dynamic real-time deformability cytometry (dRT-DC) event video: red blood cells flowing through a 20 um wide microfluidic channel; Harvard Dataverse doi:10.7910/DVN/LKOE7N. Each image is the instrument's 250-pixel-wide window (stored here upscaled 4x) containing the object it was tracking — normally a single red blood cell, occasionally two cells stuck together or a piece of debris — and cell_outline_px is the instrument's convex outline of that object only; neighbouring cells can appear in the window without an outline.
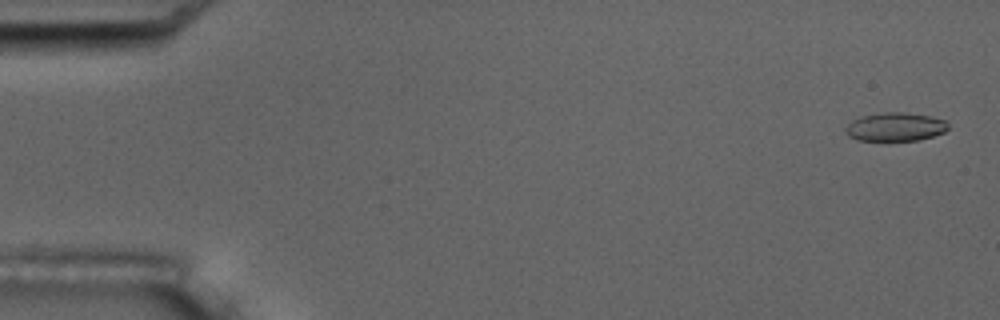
{"species": "common noctule bat (a hibernating species)", "species_latin": "Nyctalus noctula", "temperature_condition": "room temperature", "stored_images_in_passage": 4, "camera_frame_rate_fps": 3000, "um_per_image_px": 0.085, "animal": {"sex": "male", "body_mass_g": 17.5, "forearm_length_mm": 52.3}, "frame": {"image": 1, "passage_image": 1, "time_ms": 0.0, "image_size_px": [1000, 320], "cell_outline_px": [[948, 128], [944, 132], [920, 140], [856, 140], [848, 136], [844, 128], [852, 120], [864, 116], [884, 112], [904, 112], [928, 116], [948, 120]], "centroid_in_image_um": [76.11, 10.78], "position_along_channel_um": 8.9, "area_um2": 16.99}}
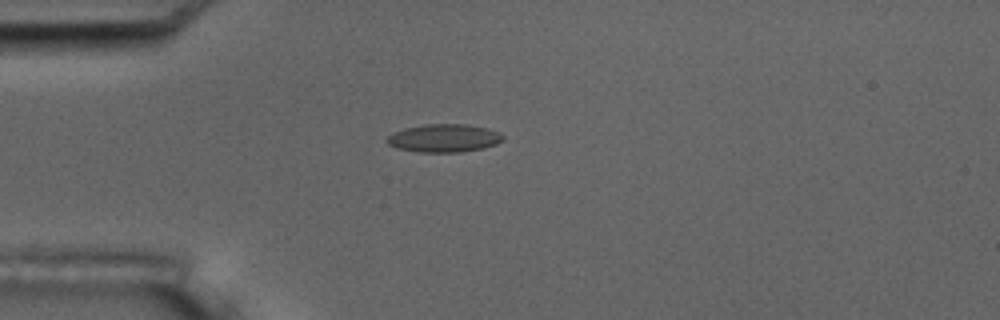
{"frame": {"image": 2, "passage_image": 4, "time_ms": 4.333, "image_size_px": [1000, 320], "cell_outline_px": [[504, 140], [496, 144], [484, 148], [460, 152], [420, 152], [396, 148], [388, 144], [384, 140], [392, 132], [404, 128], [424, 124], [464, 124], [488, 128], [500, 132], [504, 136]], "centroid_in_image_um": [37.73, 11.74], "position_along_channel_um": 47.3, "area_um2": 19.19}}